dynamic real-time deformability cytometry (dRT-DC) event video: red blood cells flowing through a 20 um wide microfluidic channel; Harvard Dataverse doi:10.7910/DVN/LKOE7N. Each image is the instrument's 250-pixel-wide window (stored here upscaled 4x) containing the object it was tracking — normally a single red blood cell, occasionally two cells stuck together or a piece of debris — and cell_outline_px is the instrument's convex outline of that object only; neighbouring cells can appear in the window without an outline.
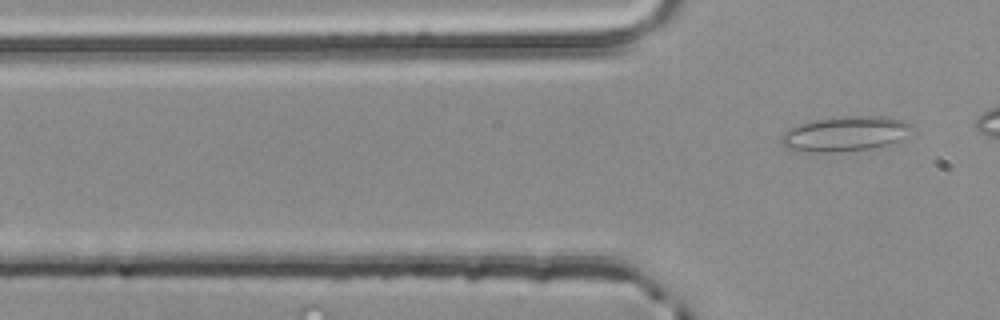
{"species": "common noctule bat (a hibernating species)", "species_latin": "Nyctalus noctula", "temperature_condition": "room temperature", "stored_images_in_passage": 3, "camera_frame_rate_fps": 3000, "um_per_image_px": 0.085, "animal": {"sex": "male", "body_mass_g": 20.4}, "frame": {"image": 1, "passage_image": 3, "time_ms": 0.667, "image_size_px": [1000, 320], "cell_outline_px": [[916, 128], [900, 144], [872, 148], [832, 152], [792, 152], [784, 148], [780, 144], [780, 136], [788, 128], [808, 120], [840, 116], [888, 116], [904, 120], [912, 124]], "centroid_in_image_um": [71.87, 11.38], "position_along_channel_um": 53.9, "area_um2": 28.03}}